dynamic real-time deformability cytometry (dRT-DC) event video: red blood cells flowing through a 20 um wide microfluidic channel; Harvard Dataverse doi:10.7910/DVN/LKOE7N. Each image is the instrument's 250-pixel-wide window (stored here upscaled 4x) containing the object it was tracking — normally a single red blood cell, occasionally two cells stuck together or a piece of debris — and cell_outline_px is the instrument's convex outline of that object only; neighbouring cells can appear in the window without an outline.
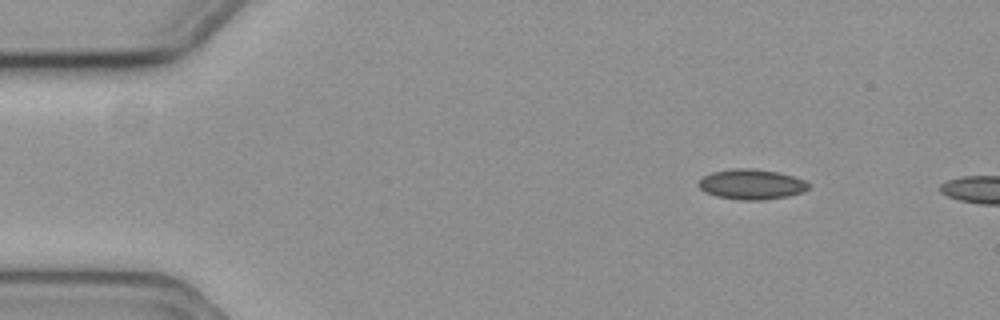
{"species": "common noctule bat (a hibernating species)", "species_latin": "Nyctalus noctula", "temperature_condition": "cold", "stored_images_in_passage": 4, "camera_frame_rate_fps": 3000, "um_per_image_px": 0.085, "animal": {"sex": "female", "body_mass_g": 19.3, "forearm_length_mm": 54.1}, "frame": {"image": 1, "passage_image": 2, "time_ms": 0.333, "image_size_px": [1000, 320], "cell_outline_px": [[808, 188], [804, 192], [788, 196], [764, 200], [744, 200], [716, 196], [704, 192], [696, 184], [704, 176], [712, 172], [732, 168], [752, 168], [776, 172], [792, 176], [804, 180], [808, 184]], "centroid_in_image_um": [63.85, 15.67], "position_along_channel_um": 21.2, "area_um2": 19.31}}